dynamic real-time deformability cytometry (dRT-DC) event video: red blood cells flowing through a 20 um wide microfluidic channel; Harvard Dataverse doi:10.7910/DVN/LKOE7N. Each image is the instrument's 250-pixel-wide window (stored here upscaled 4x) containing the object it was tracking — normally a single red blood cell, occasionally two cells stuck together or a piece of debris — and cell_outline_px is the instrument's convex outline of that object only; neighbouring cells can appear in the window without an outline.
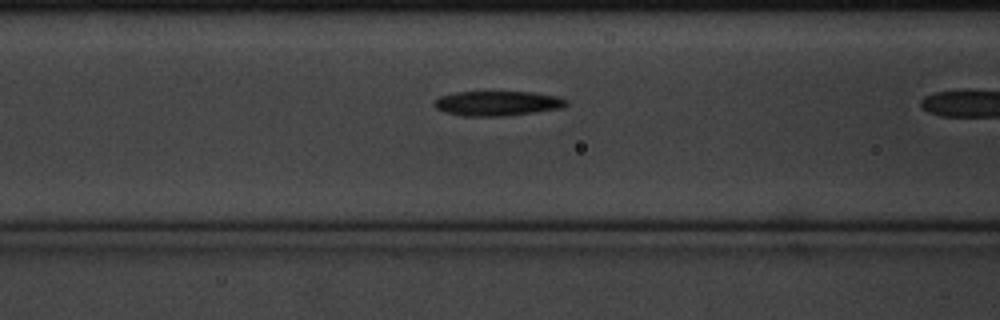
{"species": "common noctule bat (a hibernating species)", "species_latin": "Nyctalus noctula", "temperature_condition": "cold", "stored_images_in_passage": 18, "camera_frame_rate_fps": 3000, "um_per_image_px": 0.085, "animal": {"sex": "male", "body_mass_g": 20.1, "forearm_length_mm": 53.5}, "frame": {"image": 1, "passage_image": 16, "time_ms": 5.0, "image_size_px": [1000, 320], "cell_outline_px": [[568, 104], [560, 108], [504, 116], [464, 116], [444, 112], [436, 108], [432, 104], [440, 96], [456, 92], [532, 92], [556, 96], [568, 100]], "centroid_in_image_um": [42.25, 8.78], "position_along_channel_um": 124.4, "area_um2": 18.9}}